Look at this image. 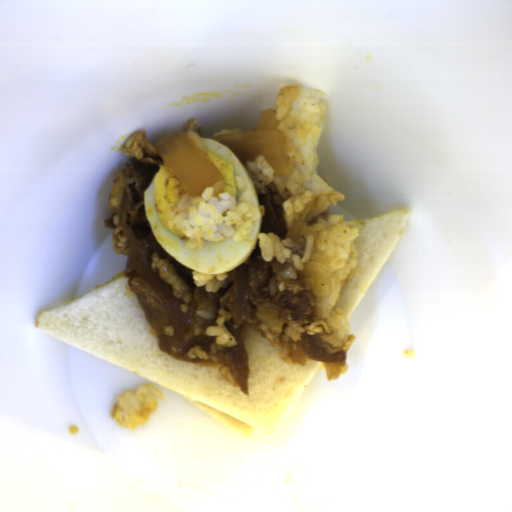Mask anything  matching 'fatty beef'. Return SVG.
<instances>
[{
    "instance_id": "obj_1",
    "label": "fatty beef",
    "mask_w": 512,
    "mask_h": 512,
    "mask_svg": "<svg viewBox=\"0 0 512 512\" xmlns=\"http://www.w3.org/2000/svg\"><path fill=\"white\" fill-rule=\"evenodd\" d=\"M145 135L135 131L122 144L130 161L114 173L108 198L112 217L103 223L111 229L115 253L127 258L123 276L162 353L201 367L218 366L231 386L248 395L250 365L241 333L252 327L284 361L302 366L320 361L327 380L337 381L347 369L346 353L356 336L334 341L311 285L302 282L296 266L275 257L265 261L257 239L246 261L225 272L222 287L207 292L194 284L195 270L163 248L148 222L144 192L165 161ZM222 308L232 313L225 326L237 346L218 345L204 332L216 325Z\"/></svg>"
},
{
    "instance_id": "obj_2",
    "label": "fatty beef",
    "mask_w": 512,
    "mask_h": 512,
    "mask_svg": "<svg viewBox=\"0 0 512 512\" xmlns=\"http://www.w3.org/2000/svg\"><path fill=\"white\" fill-rule=\"evenodd\" d=\"M289 176L277 175L274 180L257 190L258 206H264L259 233H272L280 239H286V214L283 205L293 194L287 189Z\"/></svg>"
},
{
    "instance_id": "obj_3",
    "label": "fatty beef",
    "mask_w": 512,
    "mask_h": 512,
    "mask_svg": "<svg viewBox=\"0 0 512 512\" xmlns=\"http://www.w3.org/2000/svg\"><path fill=\"white\" fill-rule=\"evenodd\" d=\"M198 123V119L188 121L182 133L194 144H196L203 152L206 147V144L202 138L204 136V133L202 131L201 126H198Z\"/></svg>"
},
{
    "instance_id": "obj_4",
    "label": "fatty beef",
    "mask_w": 512,
    "mask_h": 512,
    "mask_svg": "<svg viewBox=\"0 0 512 512\" xmlns=\"http://www.w3.org/2000/svg\"><path fill=\"white\" fill-rule=\"evenodd\" d=\"M223 186H224L223 181L217 182L214 185L210 186L214 191L213 195L215 197H218L219 194L223 191Z\"/></svg>"
},
{
    "instance_id": "obj_5",
    "label": "fatty beef",
    "mask_w": 512,
    "mask_h": 512,
    "mask_svg": "<svg viewBox=\"0 0 512 512\" xmlns=\"http://www.w3.org/2000/svg\"><path fill=\"white\" fill-rule=\"evenodd\" d=\"M236 132H241V130H238V129H224V130H221L220 132L216 133V134H213V137H219V136H223V135H227V134H232V133H236Z\"/></svg>"
}]
</instances>
